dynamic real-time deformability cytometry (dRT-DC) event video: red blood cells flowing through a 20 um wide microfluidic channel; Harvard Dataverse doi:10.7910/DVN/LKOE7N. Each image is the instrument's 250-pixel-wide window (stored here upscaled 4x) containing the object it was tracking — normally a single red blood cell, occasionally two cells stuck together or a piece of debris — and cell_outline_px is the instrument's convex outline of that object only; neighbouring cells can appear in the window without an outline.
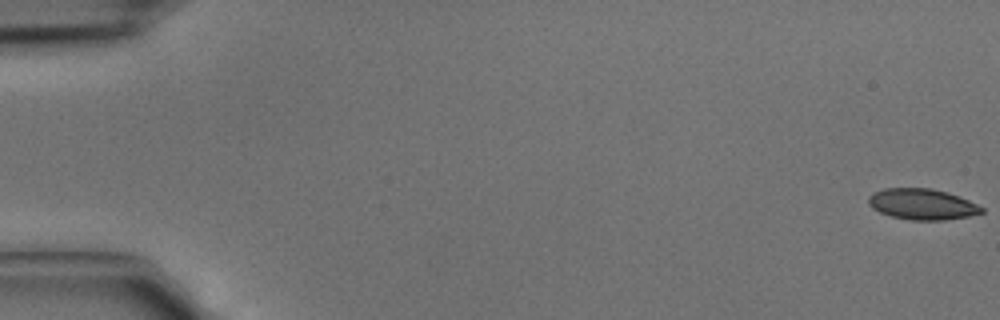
{"species": "common noctule bat (a hibernating species)", "species_latin": "Nyctalus noctula", "temperature_condition": "cold", "stored_images_in_passage": 43, "camera_frame_rate_fps": 3000, "um_per_image_px": 0.085, "animal": {"sex": "male", "body_mass_g": 15.6}, "frame": {"image": 1, "passage_image": 1, "time_ms": 0.0, "image_size_px": [1000, 320], "cell_outline_px": [[984, 212], [968, 216], [944, 220], [912, 220], [892, 216], [880, 212], [872, 208], [868, 204], [868, 196], [884, 188], [932, 188], [948, 192], [968, 200], [984, 208]], "centroid_in_image_um": [78.38, 17.35], "position_along_channel_um": 6.6, "area_um2": 20.29}}
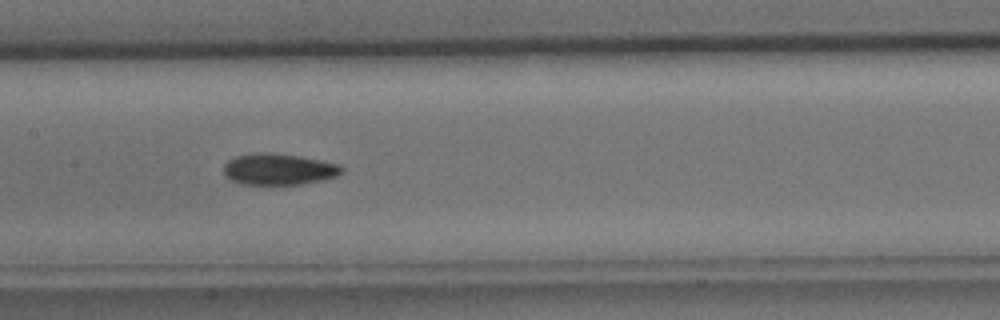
{"frame": {"image": 2, "passage_image": 22, "time_ms": 7.0, "image_size_px": [1000, 320], "cell_outline_px": [[344, 172], [340, 176], [324, 180], [300, 184], [244, 184], [232, 180], [224, 172], [224, 164], [228, 160], [236, 156], [256, 152], [264, 152], [300, 156], [340, 164], [344, 168]], "centroid_in_image_um": [23.76, 14.38], "position_along_channel_um": 183.6, "area_um2": 21.62}}
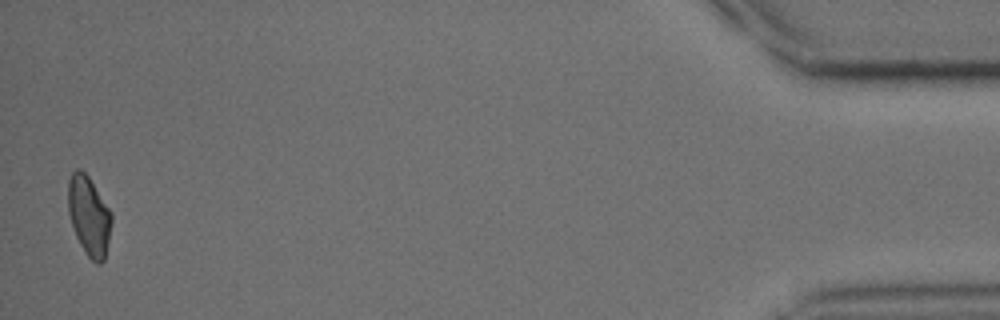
{"frame": {"image": 3, "passage_image": 43, "time_ms": 14.0, "image_size_px": [1000, 320], "cell_outline_px": [[112, 220], [104, 260], [100, 264], [96, 264], [84, 252], [76, 236], [68, 212], [68, 180], [72, 172], [76, 168], [80, 168], [88, 176], [112, 212]], "centroid_in_image_um": [7.56, 18.33], "position_along_channel_um": 427.6, "area_um2": 20.06}}